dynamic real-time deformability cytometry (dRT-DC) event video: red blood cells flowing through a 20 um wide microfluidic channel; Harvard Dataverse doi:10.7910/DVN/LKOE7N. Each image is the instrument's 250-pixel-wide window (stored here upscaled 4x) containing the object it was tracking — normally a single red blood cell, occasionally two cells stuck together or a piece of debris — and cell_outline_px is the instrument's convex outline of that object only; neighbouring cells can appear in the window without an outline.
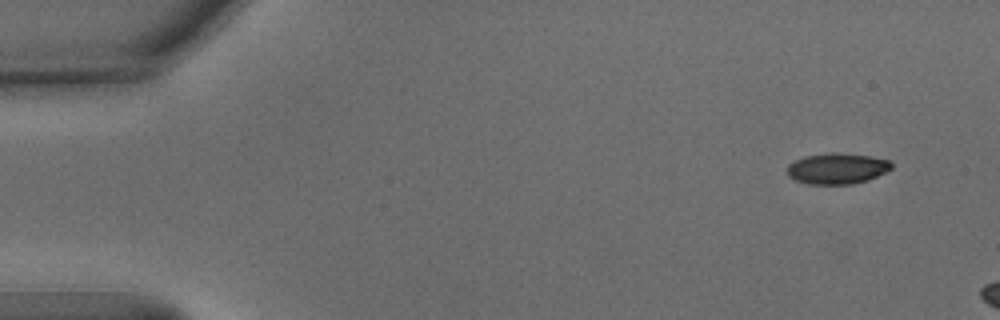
{"species": "common noctule bat (a hibernating species)", "species_latin": "Nyctalus noctula", "temperature_condition": "warm", "stored_images_in_passage": 6, "camera_frame_rate_fps": 3000, "um_per_image_px": 0.085, "animal": {"sex": "male", "body_mass_g": 15.6}, "frame": {"image": 1, "passage_image": 1, "time_ms": 0.0, "image_size_px": [1000, 320], "cell_outline_px": [[892, 168], [888, 172], [868, 180], [852, 184], [808, 184], [796, 180], [788, 176], [788, 164], [804, 156], [828, 152], [840, 152], [868, 156], [888, 160], [892, 164]], "centroid_in_image_um": [71.17, 14.32], "position_along_channel_um": 13.8, "area_um2": 18.9}}